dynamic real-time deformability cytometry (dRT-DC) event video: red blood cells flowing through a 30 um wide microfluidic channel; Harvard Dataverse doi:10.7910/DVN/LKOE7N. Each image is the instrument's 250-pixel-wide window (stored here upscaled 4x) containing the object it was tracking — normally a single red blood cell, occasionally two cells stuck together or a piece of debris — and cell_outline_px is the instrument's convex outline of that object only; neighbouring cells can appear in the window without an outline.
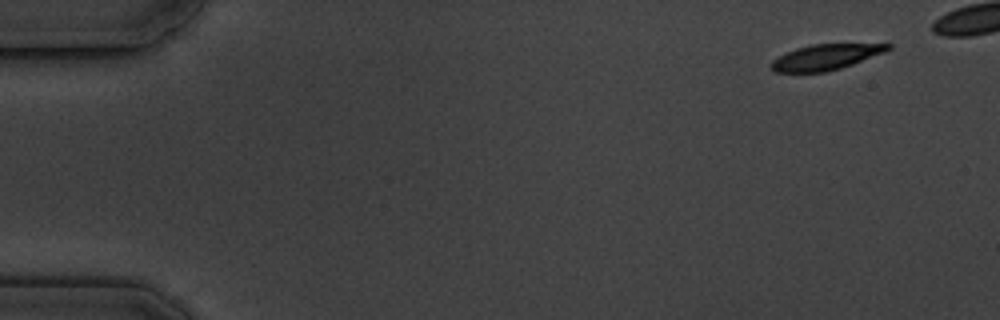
{"species": "common noctule bat (a hibernating species)", "species_latin": "Nyctalus noctula", "temperature_condition": "cold", "stored_images_in_passage": 2, "camera_frame_rate_fps": 3000, "um_per_image_px": 0.085, "animal": {"sex": "male", "body_mass_g": 19.5, "forearm_length_mm": 54.6}, "frame": {"image": 1, "passage_image": 2, "time_ms": 1.333, "image_size_px": [1000, 320], "cell_outline_px": [[892, 48], [884, 52], [852, 64], [840, 68], [824, 72], [776, 72], [768, 68], [768, 64], [772, 60], [796, 48], [812, 44], [892, 44]], "centroid_in_image_um": [70.13, 4.86], "position_along_channel_um": 14.9, "area_um2": 17.22}}